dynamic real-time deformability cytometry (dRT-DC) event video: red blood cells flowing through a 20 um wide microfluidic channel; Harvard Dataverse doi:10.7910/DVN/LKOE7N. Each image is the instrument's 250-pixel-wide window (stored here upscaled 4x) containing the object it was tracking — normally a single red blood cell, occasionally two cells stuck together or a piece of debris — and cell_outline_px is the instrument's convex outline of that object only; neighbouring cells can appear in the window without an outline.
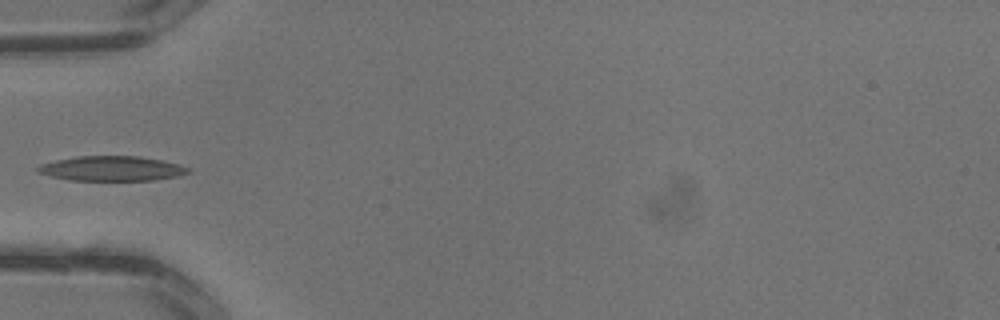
{"species": "common noctule bat (a hibernating species)", "species_latin": "Nyctalus noctula", "temperature_condition": "warm", "stored_images_in_passage": 3, "camera_frame_rate_fps": 3000, "um_per_image_px": 0.085, "animal": {"sex": "male", "body_mass_g": 13.3}, "frame": {"image": 1, "passage_image": 3, "time_ms": 0.667, "image_size_px": [1000, 320], "cell_outline_px": [[192, 172], [176, 176], [156, 180], [68, 180], [36, 172], [36, 168], [40, 164], [56, 160], [76, 156], [136, 156], [160, 160], [180, 164], [188, 168]], "centroid_in_image_um": [9.48, 14.32], "position_along_channel_um": 75.5, "area_um2": 21.68}}